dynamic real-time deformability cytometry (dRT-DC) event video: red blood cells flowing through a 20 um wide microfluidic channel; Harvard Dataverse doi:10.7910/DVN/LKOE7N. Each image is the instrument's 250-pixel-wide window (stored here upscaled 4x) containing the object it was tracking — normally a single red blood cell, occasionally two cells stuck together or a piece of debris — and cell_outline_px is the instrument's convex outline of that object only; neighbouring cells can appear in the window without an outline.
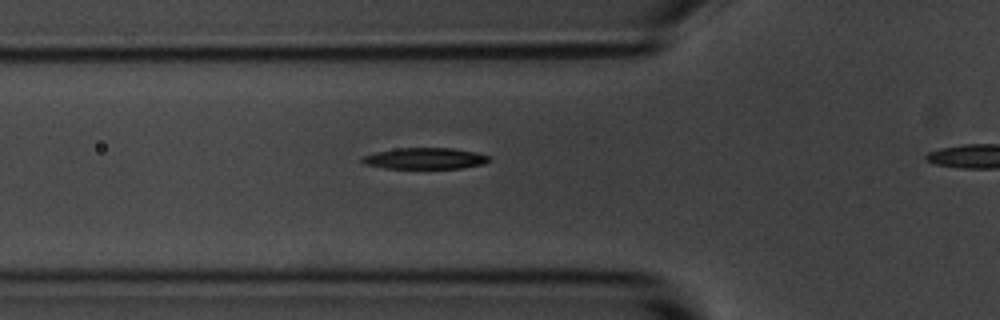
{"species": "common noctule bat (a hibernating species)", "species_latin": "Nyctalus noctula", "temperature_condition": "room temperature", "stored_images_in_passage": 39, "camera_frame_rate_fps": 3000, "um_per_image_px": 0.085, "animal": {"sex": "male", "body_mass_g": 20.1, "forearm_length_mm": 53.5}, "frame": {"image": 1, "passage_image": 13, "time_ms": 4.0, "image_size_px": [1000, 320], "cell_outline_px": [[488, 160], [484, 164], [460, 168], [384, 168], [364, 164], [360, 160], [360, 156], [376, 152], [396, 148], [452, 148], [476, 152], [488, 156]], "centroid_in_image_um": [36.06, 13.46], "position_along_channel_um": 89.7, "area_um2": 15.66}}
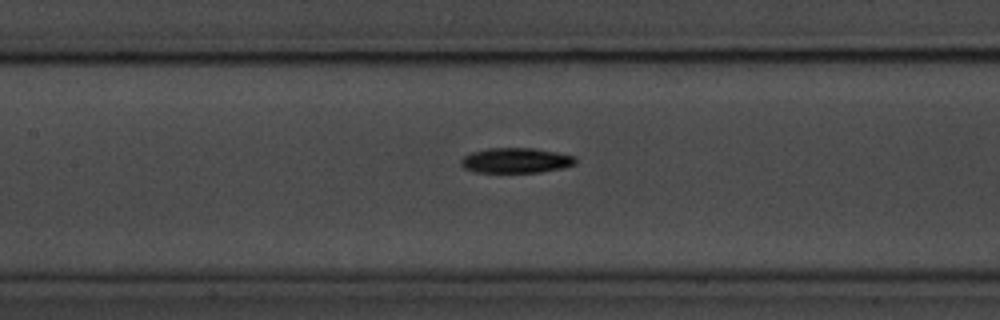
{"frame": {"image": 2, "passage_image": 19, "time_ms": 6.0, "image_size_px": [1000, 320], "cell_outline_px": [[576, 164], [560, 168], [540, 172], [476, 172], [464, 168], [460, 164], [460, 160], [464, 156], [472, 152], [488, 148], [532, 148], [556, 152], [576, 156]], "centroid_in_image_um": [43.84, 13.63], "position_along_channel_um": 163.6, "area_um2": 16.7}}
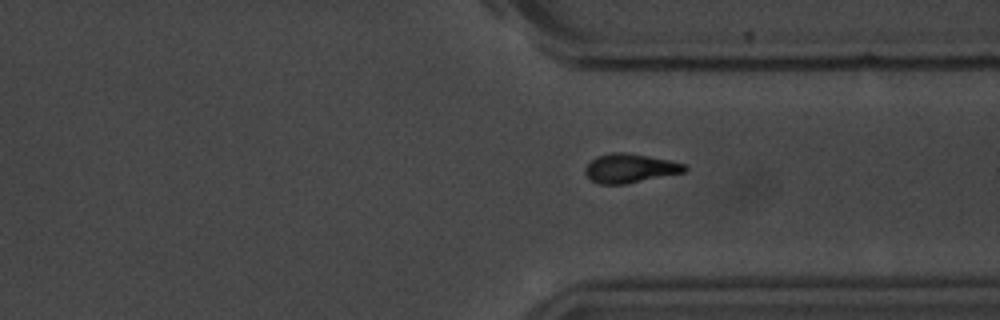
{"frame": {"image": 3, "passage_image": 35, "time_ms": 11.333, "image_size_px": [1000, 320], "cell_outline_px": [[688, 168], [684, 172], [624, 184], [600, 184], [592, 180], [584, 172], [584, 168], [596, 156], [612, 152], [620, 152], [668, 160], [684, 164]], "centroid_in_image_um": [53.51, 14.31], "position_along_channel_um": 357.9, "area_um2": 16.42}}